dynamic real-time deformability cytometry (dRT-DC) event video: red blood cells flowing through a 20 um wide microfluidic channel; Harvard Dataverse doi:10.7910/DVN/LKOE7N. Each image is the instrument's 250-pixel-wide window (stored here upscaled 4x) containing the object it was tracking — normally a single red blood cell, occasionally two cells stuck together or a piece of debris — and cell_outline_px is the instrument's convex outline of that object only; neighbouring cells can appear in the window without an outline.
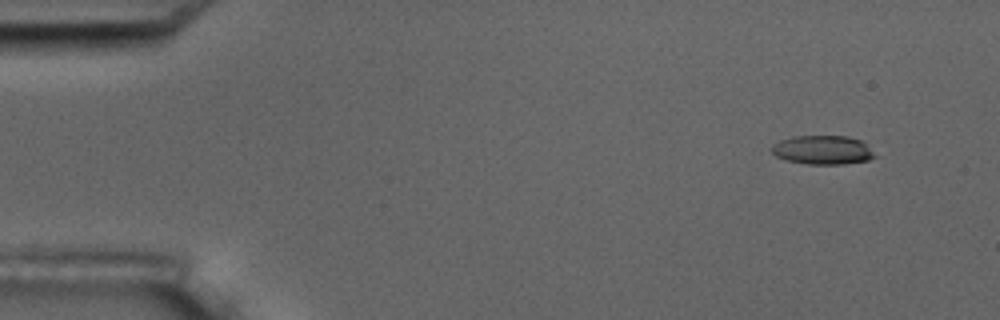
{"species": "common noctule bat (a hibernating species)", "species_latin": "Nyctalus noctula", "temperature_condition": "room temperature", "stored_images_in_passage": 5, "camera_frame_rate_fps": 3000, "um_per_image_px": 0.085, "animal": {"sex": "male", "body_mass_g": 17.5, "forearm_length_mm": 52.3}, "frame": {"image": 1, "passage_image": 1, "time_ms": 0.0, "image_size_px": [1000, 320], "cell_outline_px": [[876, 156], [868, 160], [844, 164], [808, 164], [788, 160], [776, 156], [772, 152], [772, 144], [780, 140], [792, 136], [848, 136], [860, 140]], "centroid_in_image_um": [69.89, 12.74], "position_along_channel_um": 15.1, "area_um2": 17.17}}